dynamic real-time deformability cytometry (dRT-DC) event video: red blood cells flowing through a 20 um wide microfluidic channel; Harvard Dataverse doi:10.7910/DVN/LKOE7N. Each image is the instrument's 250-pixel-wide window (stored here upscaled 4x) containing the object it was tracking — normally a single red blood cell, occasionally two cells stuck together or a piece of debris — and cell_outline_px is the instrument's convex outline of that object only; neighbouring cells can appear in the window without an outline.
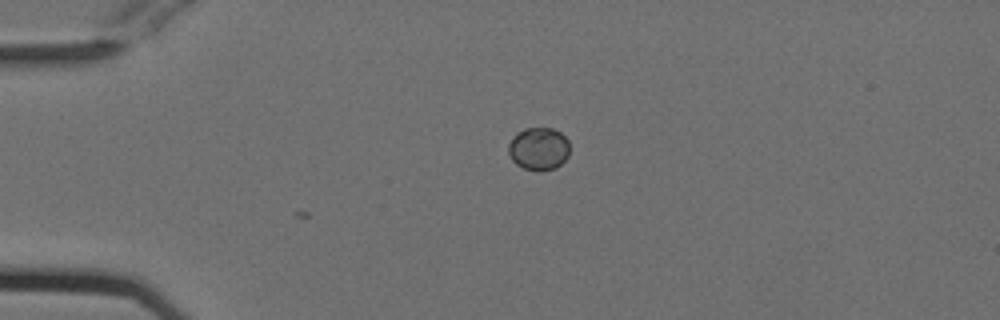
{"species": "Egyptian fruit bat (a non-hibernating species)", "species_latin": "Rousettus aegyptiacus", "temperature_condition": "cold", "stored_images_in_passage": 4, "camera_frame_rate_fps": 3000, "um_per_image_px": 0.085, "animal": {"sex": "female"}, "frame": {"image": 1, "passage_image": 1, "time_ms": 0.0, "image_size_px": [1000, 320], "cell_outline_px": [[568, 156], [556, 168], [524, 168], [516, 164], [512, 160], [508, 152], [508, 144], [516, 132], [524, 128], [552, 128], [560, 132], [568, 140]], "centroid_in_image_um": [45.76, 12.59], "position_along_channel_um": 39.2, "area_um2": 14.91}}